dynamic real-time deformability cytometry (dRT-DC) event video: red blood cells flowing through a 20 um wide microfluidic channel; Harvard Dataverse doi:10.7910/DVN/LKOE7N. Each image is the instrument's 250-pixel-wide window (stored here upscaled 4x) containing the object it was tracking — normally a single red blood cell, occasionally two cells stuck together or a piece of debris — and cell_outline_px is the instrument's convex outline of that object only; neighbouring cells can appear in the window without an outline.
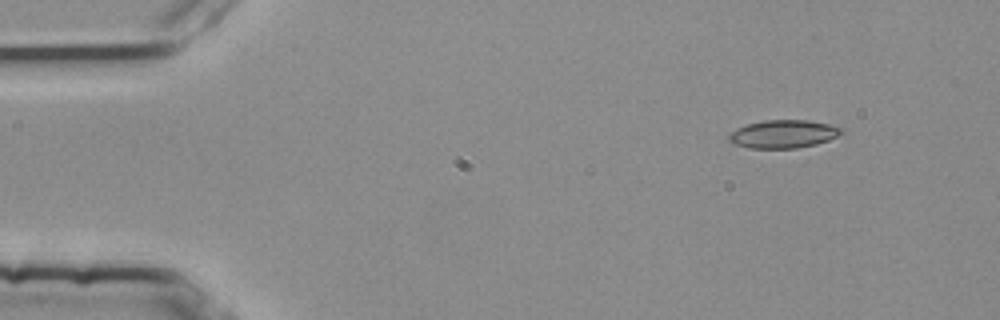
{"species": "common noctule bat (a hibernating species)", "species_latin": "Nyctalus noctula", "temperature_condition": "room temperature", "stored_images_in_passage": 5, "camera_frame_rate_fps": 3000, "um_per_image_px": 0.085, "animal": {"sex": "female", "body_mass_g": 25.1}, "frame": {"image": 1, "passage_image": 2, "time_ms": 0.333, "image_size_px": [1000, 320], "cell_outline_px": [[844, 132], [828, 140], [816, 144], [796, 148], [748, 148], [732, 144], [728, 140], [728, 136], [736, 128], [748, 124], [764, 120], [808, 120], [828, 124], [844, 128]], "centroid_in_image_um": [66.57, 11.39], "position_along_channel_um": 18.4, "area_um2": 18.44}}
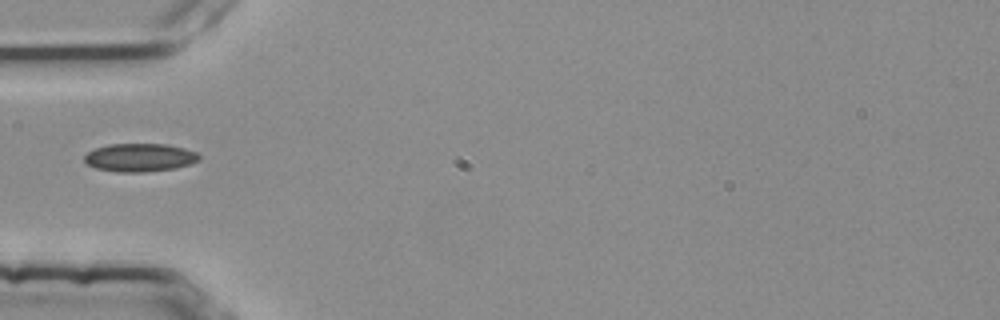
{"frame": {"image": 2, "passage_image": 5, "time_ms": 1.333, "image_size_px": [1000, 320], "cell_outline_px": [[200, 160], [192, 164], [176, 168], [144, 172], [116, 172], [96, 168], [88, 164], [84, 160], [84, 156], [88, 152], [96, 148], [108, 144], [168, 144], [184, 148], [196, 152], [200, 156]], "centroid_in_image_um": [11.91, 13.39], "position_along_channel_um": 73.1, "area_um2": 18.96}}